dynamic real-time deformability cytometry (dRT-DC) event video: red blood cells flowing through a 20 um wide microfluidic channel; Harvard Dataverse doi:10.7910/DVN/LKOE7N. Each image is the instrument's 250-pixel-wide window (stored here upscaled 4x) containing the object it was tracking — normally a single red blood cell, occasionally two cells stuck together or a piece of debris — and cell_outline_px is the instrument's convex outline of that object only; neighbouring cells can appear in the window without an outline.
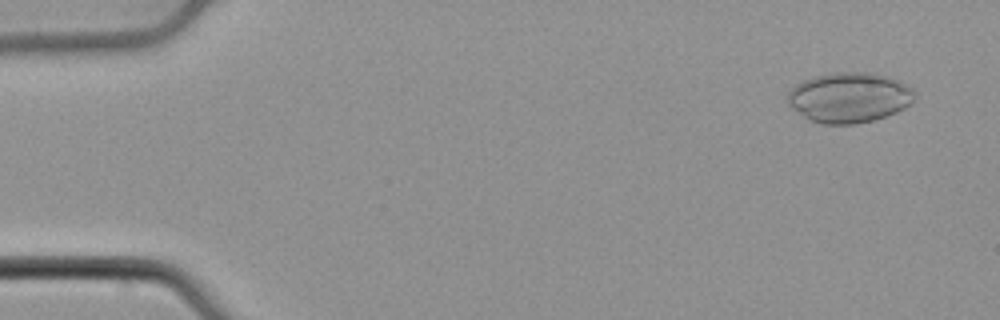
{"species": "common noctule bat (a hibernating species)", "species_latin": "Nyctalus noctula", "temperature_condition": "cold", "stored_images_in_passage": 52, "camera_frame_rate_fps": 3000, "um_per_image_px": 0.085, "animal": {"sex": "male", "body_mass_g": 21.5, "forearm_length_mm": 52.0}, "frame": {"image": 1, "passage_image": 3, "time_ms": 0.667, "image_size_px": [1000, 320], "cell_outline_px": [[916, 96], [904, 108], [896, 112], [876, 120], [856, 124], [824, 124], [808, 120], [792, 108], [788, 104], [788, 92], [796, 84], [812, 76], [832, 72], [872, 72], [900, 80], [908, 84], [912, 88]], "centroid_in_image_um": [72.19, 8.28], "position_along_channel_um": 12.8, "area_um2": 37.51}}
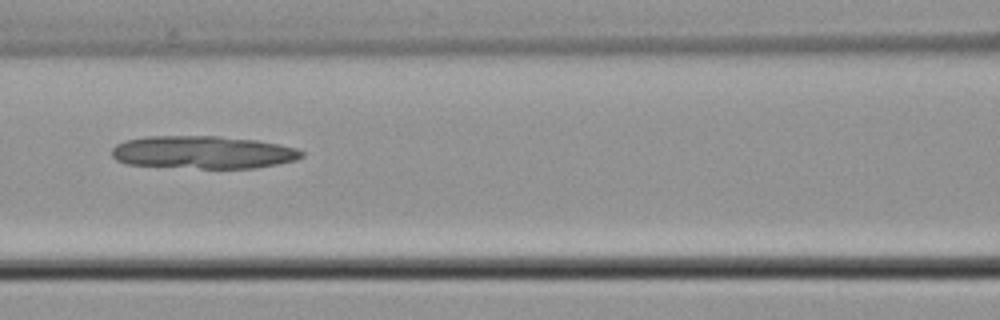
{"frame": {"image": 2, "passage_image": 23, "time_ms": 7.333, "image_size_px": [1000, 320], "cell_outline_px": [[304, 156], [296, 160], [256, 168], [200, 168], [124, 164], [116, 160], [112, 156], [112, 148], [116, 144], [124, 140], [148, 136], [220, 136], [256, 140], [280, 144], [296, 148], [304, 152]], "centroid_in_image_um": [17.25, 12.94], "position_along_channel_um": 149.3, "area_um2": 36.41}}
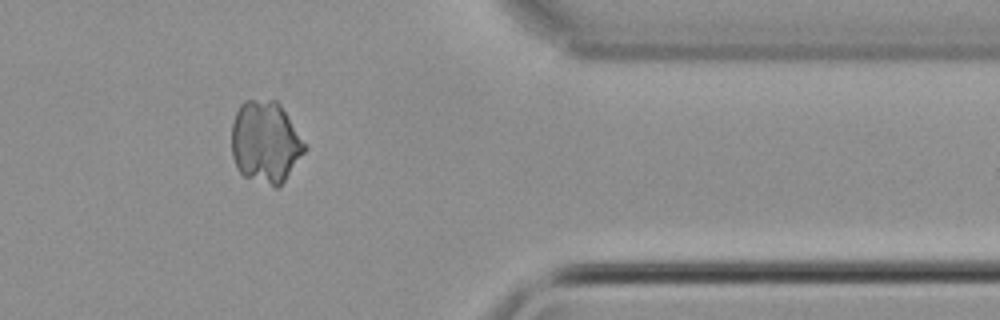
{"frame": {"image": 3, "passage_image": 43, "time_ms": 14.0, "image_size_px": [1000, 320], "cell_outline_px": [[304, 152], [280, 188], [276, 188], [244, 176], [236, 168], [232, 156], [232, 124], [236, 112], [240, 104], [244, 100], [276, 100], [280, 104], [304, 144]], "centroid_in_image_um": [22.52, 12.1], "position_along_channel_um": 388.9, "area_um2": 34.56}}